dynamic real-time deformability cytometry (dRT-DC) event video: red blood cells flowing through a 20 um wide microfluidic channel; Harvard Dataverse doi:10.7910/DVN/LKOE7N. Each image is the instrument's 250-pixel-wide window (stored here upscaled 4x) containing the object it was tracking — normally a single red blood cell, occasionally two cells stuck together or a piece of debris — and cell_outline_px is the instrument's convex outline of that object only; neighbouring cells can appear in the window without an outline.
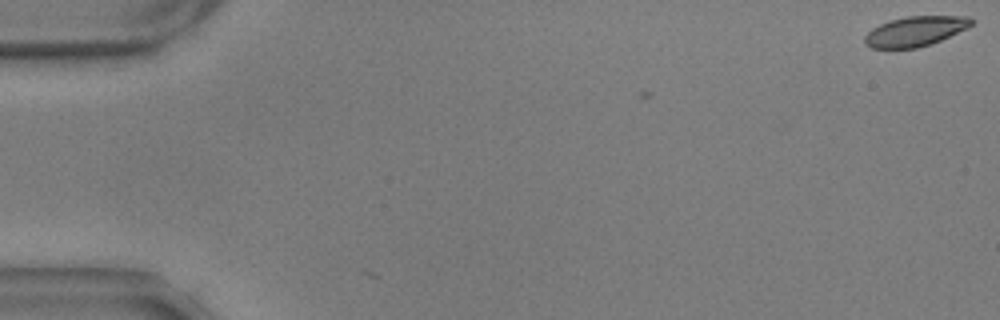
{"species": "common noctule bat (a hibernating species)", "species_latin": "Nyctalus noctula", "temperature_condition": "warm", "stored_images_in_passage": 3, "camera_frame_rate_fps": 3000, "um_per_image_px": 0.085, "animal": {"sex": "male", "body_mass_g": 17.9, "forearm_length_mm": 54.2}, "frame": {"image": 1, "passage_image": 1, "time_ms": 0.0, "image_size_px": [1000, 320], "cell_outline_px": [[972, 24], [968, 28], [940, 40], [916, 48], [872, 48], [864, 44], [864, 36], [872, 28], [880, 24], [892, 20], [908, 16], [968, 16], [972, 20]], "centroid_in_image_um": [77.78, 2.66], "position_along_channel_um": 7.2, "area_um2": 18.38}}